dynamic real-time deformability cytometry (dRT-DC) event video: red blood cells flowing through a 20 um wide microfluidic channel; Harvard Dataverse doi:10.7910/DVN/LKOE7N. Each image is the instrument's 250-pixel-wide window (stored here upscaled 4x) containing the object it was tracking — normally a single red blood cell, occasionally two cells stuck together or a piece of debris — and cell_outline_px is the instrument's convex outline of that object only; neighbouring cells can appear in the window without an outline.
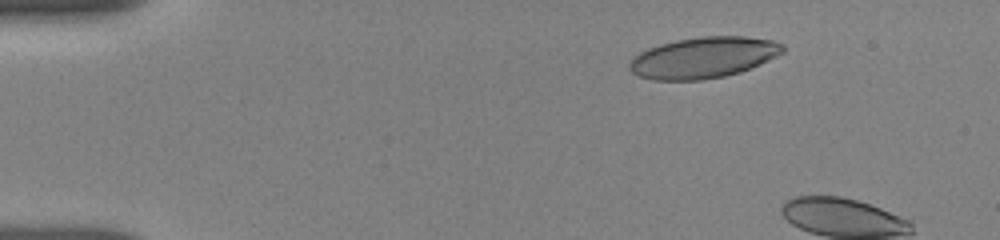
{"species": "human", "species_latin": "Homo sapiens", "temperature_condition": "room temperature", "stored_images_in_passage": 9, "camera_frame_rate_fps": 3000, "um_per_image_px": 0.085, "donor": {"sex": "female"}, "frame": {"image": 1, "passage_image": 6, "time_ms": 2.333, "image_size_px": [1000, 240], "cell_outline_px": [[784, 52], [760, 64], [740, 72], [724, 76], [700, 80], [652, 80], [640, 76], [632, 72], [628, 68], [628, 64], [640, 52], [648, 48], [660, 44], [676, 40], [700, 36], [744, 36], [772, 40], [780, 44], [784, 48]], "centroid_in_image_um": [59.78, 4.89], "position_along_channel_um": 25.2, "area_um2": 36.53}}